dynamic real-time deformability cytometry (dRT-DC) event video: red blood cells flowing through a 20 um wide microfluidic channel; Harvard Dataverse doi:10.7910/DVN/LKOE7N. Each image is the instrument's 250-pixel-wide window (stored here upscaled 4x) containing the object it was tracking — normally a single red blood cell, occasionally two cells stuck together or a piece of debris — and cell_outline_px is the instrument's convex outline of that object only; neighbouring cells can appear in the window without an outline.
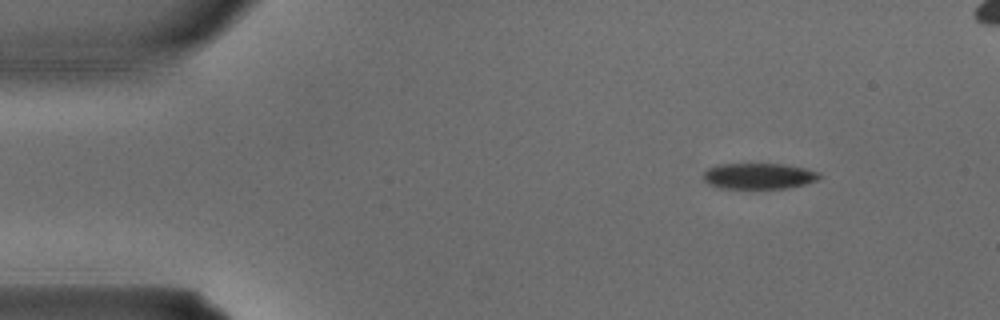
{"species": "common noctule bat (a hibernating species)", "species_latin": "Nyctalus noctula", "temperature_condition": "warm", "stored_images_in_passage": 3, "camera_frame_rate_fps": 3000, "um_per_image_px": 0.085, "animal": {"sex": "male", "body_mass_g": 15.6}, "frame": {"image": 1, "passage_image": 1, "time_ms": 0.0, "image_size_px": [1000, 320], "cell_outline_px": [[820, 176], [816, 180], [804, 184], [784, 188], [716, 188], [708, 184], [704, 180], [704, 172], [708, 168], [720, 164], [784, 164], [804, 168], [820, 172]], "centroid_in_image_um": [64.46, 14.96], "position_along_channel_um": 20.5, "area_um2": 17.4}}